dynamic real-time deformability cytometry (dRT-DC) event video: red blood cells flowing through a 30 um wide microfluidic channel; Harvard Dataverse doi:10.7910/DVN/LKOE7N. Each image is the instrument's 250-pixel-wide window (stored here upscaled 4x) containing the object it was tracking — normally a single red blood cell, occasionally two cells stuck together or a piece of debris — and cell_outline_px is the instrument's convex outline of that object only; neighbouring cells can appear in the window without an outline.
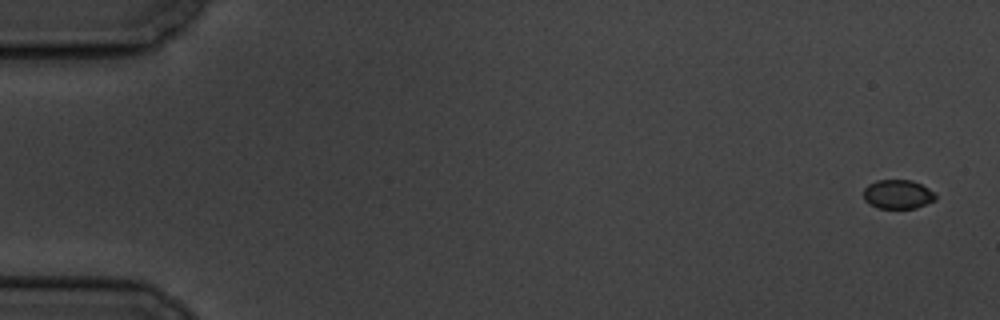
{"species": "common noctule bat (a hibernating species)", "species_latin": "Nyctalus noctula", "temperature_condition": "cold", "stored_images_in_passage": 6, "segment_of_instrument_passage": [1, 2], "camera_frame_rate_fps": 3000, "um_per_image_px": 0.085, "animal": {"sex": "male", "body_mass_g": 19.5, "forearm_length_mm": 54.6}, "frame": {"image": 1, "passage_image": 1, "time_ms": 0.0, "image_size_px": [1000, 320], "cell_outline_px": [[936, 200], [916, 208], [876, 208], [868, 204], [864, 200], [864, 188], [868, 184], [876, 180], [912, 180], [936, 192]], "centroid_in_image_um": [76.31, 16.52], "position_along_channel_um": 8.7, "area_um2": 12.37}}
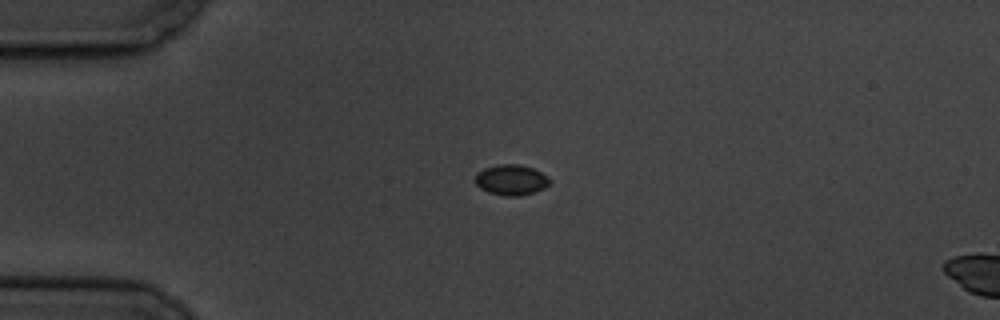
{"frame": {"image": 2, "passage_image": 4, "time_ms": 4.333, "image_size_px": [1000, 320], "cell_outline_px": [[552, 180], [544, 188], [520, 196], [504, 196], [488, 192], [480, 188], [476, 184], [476, 172], [484, 168], [496, 164], [520, 164], [532, 168], [548, 176]], "centroid_in_image_um": [43.44, 15.28], "position_along_channel_um": 41.6, "area_um2": 13.29}}